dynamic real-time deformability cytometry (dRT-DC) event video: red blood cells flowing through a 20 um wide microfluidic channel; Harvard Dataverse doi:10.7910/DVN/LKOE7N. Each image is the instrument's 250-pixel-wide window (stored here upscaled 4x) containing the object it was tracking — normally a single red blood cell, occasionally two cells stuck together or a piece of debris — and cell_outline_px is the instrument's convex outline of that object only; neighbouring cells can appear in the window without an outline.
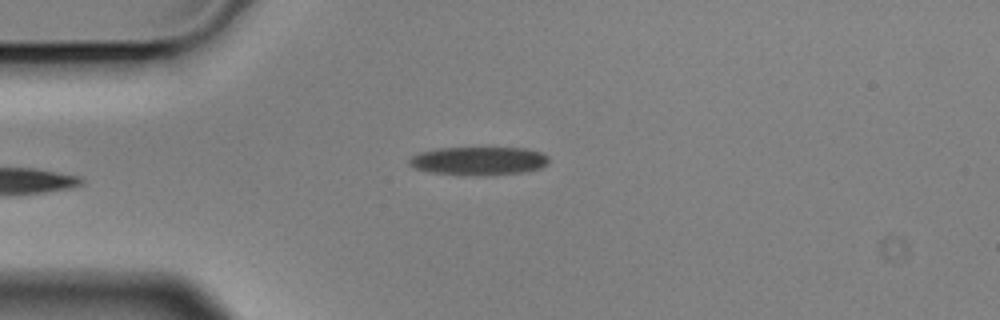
{"species": "Egyptian fruit bat (a non-hibernating species)", "species_latin": "Rousettus aegyptiacus", "temperature_condition": "cold", "stored_images_in_passage": 4, "camera_frame_rate_fps": 3000, "um_per_image_px": 0.085, "animal": {"sex": "male"}, "frame": {"image": 1, "passage_image": 4, "time_ms": 1.0, "image_size_px": [1000, 320], "cell_outline_px": [[548, 164], [540, 168], [528, 172], [480, 176], [460, 176], [428, 172], [412, 168], [408, 164], [408, 160], [412, 156], [420, 152], [440, 148], [524, 148], [540, 152], [548, 156]], "centroid_in_image_um": [40.66, 13.7], "position_along_channel_um": 44.3, "area_um2": 23.58}}